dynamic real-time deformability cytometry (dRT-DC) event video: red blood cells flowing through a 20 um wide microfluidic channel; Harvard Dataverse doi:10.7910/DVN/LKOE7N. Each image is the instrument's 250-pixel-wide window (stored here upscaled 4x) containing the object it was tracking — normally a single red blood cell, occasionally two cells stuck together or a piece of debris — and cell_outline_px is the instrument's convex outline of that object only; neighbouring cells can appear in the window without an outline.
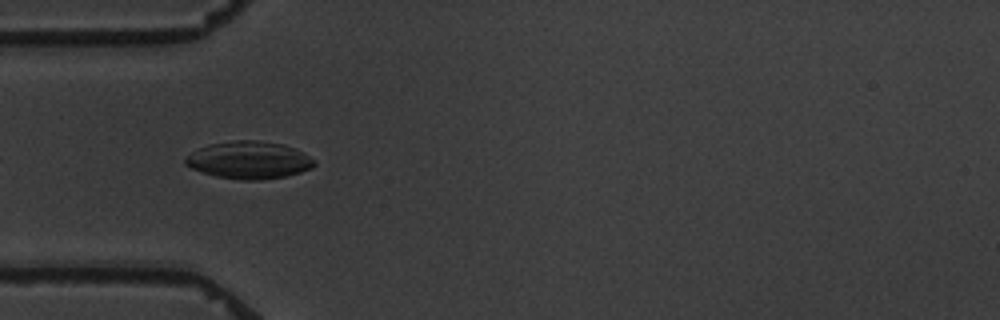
{"species": "common noctule bat (a hibernating species)", "species_latin": "Nyctalus noctula", "temperature_condition": "warm", "stored_images_in_passage": 5, "camera_frame_rate_fps": 3000, "um_per_image_px": 0.085, "animal": {"sex": "male", "body_mass_g": 19.5, "forearm_length_mm": 54.6}, "frame": {"image": 1, "passage_image": 4, "time_ms": 5.0, "image_size_px": [1000, 320], "cell_outline_px": [[316, 164], [312, 168], [288, 176], [260, 180], [240, 180], [216, 176], [192, 168], [184, 164], [184, 160], [192, 152], [208, 144], [232, 140], [256, 140], [284, 144], [316, 160]], "centroid_in_image_um": [21.17, 13.61], "position_along_channel_um": 63.8, "area_um2": 28.03}}
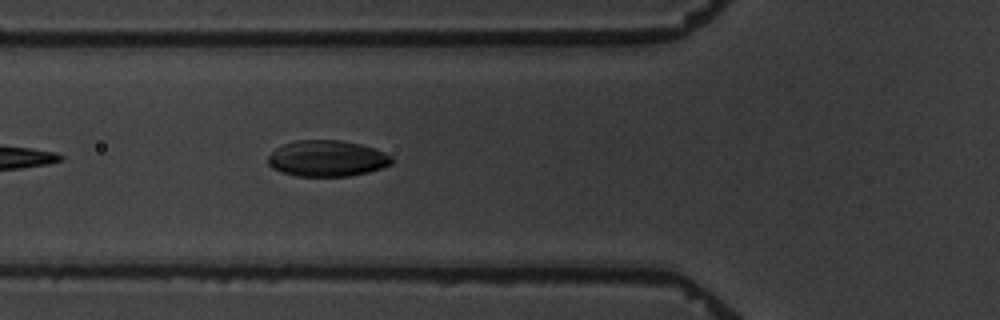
{"frame": {"image": 2, "passage_image": 5, "time_ms": 6.0, "image_size_px": [1000, 320], "cell_outline_px": [[392, 164], [368, 172], [348, 176], [296, 176], [272, 168], [268, 164], [268, 156], [276, 148], [284, 144], [296, 140], [340, 140], [360, 144], [384, 152], [392, 156]], "centroid_in_image_um": [27.79, 13.47], "position_along_channel_um": 98.0, "area_um2": 25.89}}